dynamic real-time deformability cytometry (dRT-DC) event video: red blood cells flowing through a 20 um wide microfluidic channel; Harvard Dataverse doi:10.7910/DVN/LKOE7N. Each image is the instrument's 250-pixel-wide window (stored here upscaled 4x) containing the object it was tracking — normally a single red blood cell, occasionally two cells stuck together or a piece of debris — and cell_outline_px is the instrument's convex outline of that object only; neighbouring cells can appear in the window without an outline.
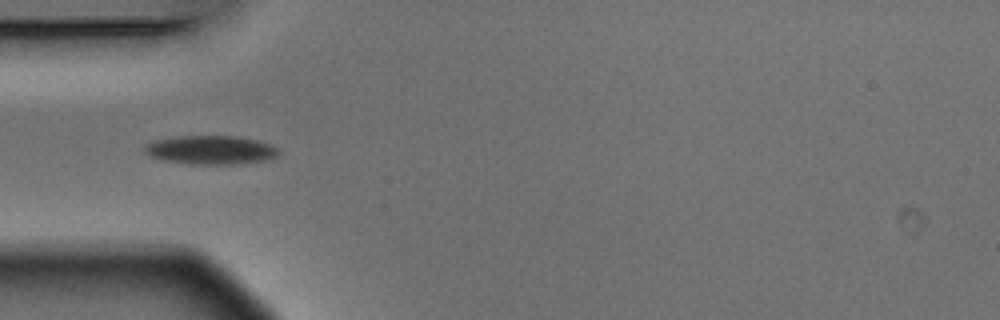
{"species": "Egyptian fruit bat (a non-hibernating species)", "species_latin": "Rousettus aegyptiacus", "temperature_condition": "warm", "stored_images_in_passage": 9, "camera_frame_rate_fps": 3000, "um_per_image_px": 0.085, "animal": {"sex": "male"}, "frame": {"image": 1, "passage_image": 4, "time_ms": 1.0, "image_size_px": [1000, 320], "cell_outline_px": [[280, 152], [276, 156], [268, 160], [240, 164], [192, 164], [160, 160], [148, 156], [144, 152], [144, 144], [156, 140], [176, 136], [236, 136], [256, 140], [272, 144], [280, 148]], "centroid_in_image_um": [17.92, 12.75], "position_along_channel_um": 67.1, "area_um2": 22.83}}
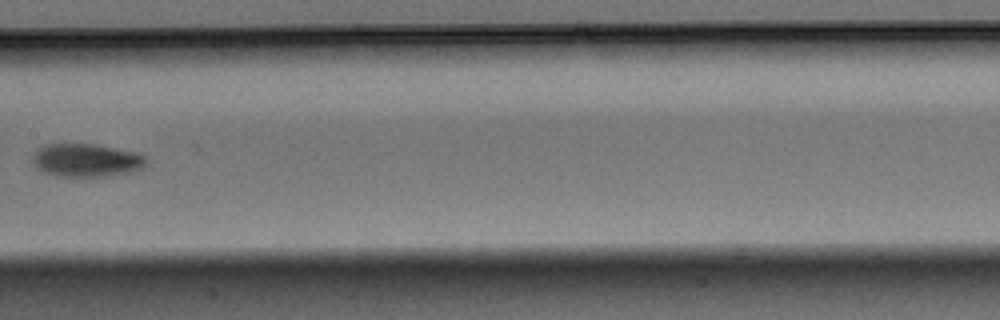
{"frame": {"image": 2, "passage_image": 7, "time_ms": 2.0, "image_size_px": [1000, 320], "cell_outline_px": [[148, 160], [140, 168], [132, 172], [108, 176], [56, 176], [44, 172], [36, 168], [32, 164], [32, 160], [36, 152], [44, 144], [96, 144], [140, 152]], "centroid_in_image_um": [7.36, 13.61], "position_along_channel_um": 200.0, "area_um2": 22.08}}
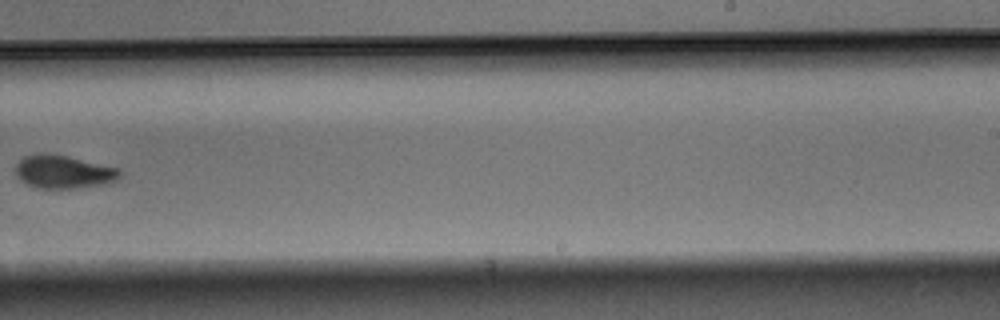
{"frame": {"image": 3, "passage_image": 9, "time_ms": 2.667, "image_size_px": [1000, 320], "cell_outline_px": [[120, 176], [116, 180], [108, 184], [76, 188], [40, 188], [28, 184], [20, 180], [16, 176], [16, 164], [24, 156], [40, 152], [44, 152], [68, 156], [120, 168]], "centroid_in_image_um": [5.4, 14.59], "position_along_channel_um": 283.6, "area_um2": 20.35}}